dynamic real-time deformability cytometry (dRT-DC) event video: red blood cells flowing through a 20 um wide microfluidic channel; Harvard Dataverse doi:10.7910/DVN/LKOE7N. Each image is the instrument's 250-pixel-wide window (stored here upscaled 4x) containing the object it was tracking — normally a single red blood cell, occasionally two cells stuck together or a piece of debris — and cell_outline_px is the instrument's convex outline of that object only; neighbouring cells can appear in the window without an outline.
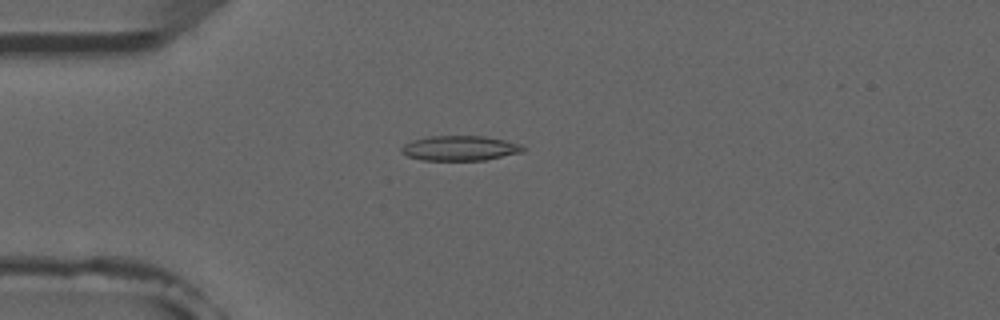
{"species": "common noctule bat (a hibernating species)", "species_latin": "Nyctalus noctula", "temperature_condition": "room temperature", "stored_images_in_passage": 3, "camera_frame_rate_fps": 3000, "um_per_image_px": 0.085, "animal": {"sex": "male", "forearm_length_mm": 52.5}, "frame": {"image": 1, "passage_image": 2, "time_ms": 1.333, "image_size_px": [1000, 320], "cell_outline_px": [[524, 152], [484, 160], [424, 160], [408, 156], [400, 152], [400, 148], [404, 144], [412, 140], [428, 136], [484, 136], [504, 140], [520, 144], [524, 148]], "centroid_in_image_um": [39.07, 12.59], "position_along_channel_um": 45.9, "area_um2": 17.63}}